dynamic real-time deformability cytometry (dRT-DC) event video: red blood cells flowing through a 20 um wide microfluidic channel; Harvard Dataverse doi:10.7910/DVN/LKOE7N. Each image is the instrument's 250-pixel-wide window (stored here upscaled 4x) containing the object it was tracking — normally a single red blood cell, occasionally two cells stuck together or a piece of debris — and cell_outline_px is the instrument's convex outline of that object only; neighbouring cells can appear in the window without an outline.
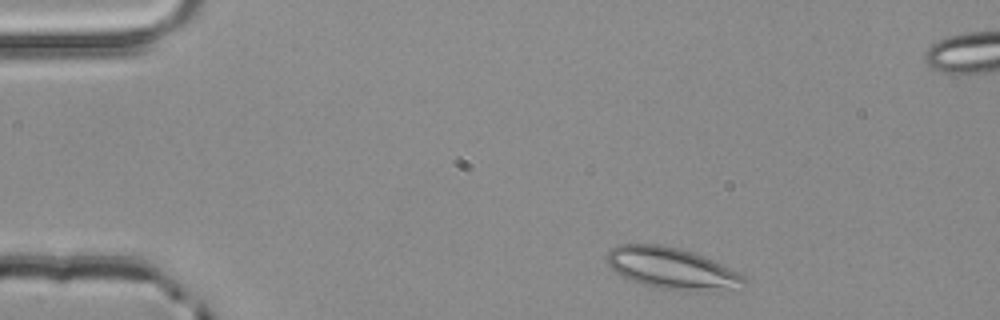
{"species": "common noctule bat (a hibernating species)", "species_latin": "Nyctalus noctula", "temperature_condition": "room temperature", "stored_images_in_passage": 3, "camera_frame_rate_fps": 3000, "um_per_image_px": 0.085, "animal": {"sex": "male", "body_mass_g": 20.4}, "frame": {"image": 1, "passage_image": 1, "time_ms": 0.0, "image_size_px": [1000, 320], "cell_outline_px": [[748, 284], [720, 292], [688, 292], [660, 288], [644, 284], [620, 276], [604, 260], [604, 256], [616, 244], [660, 244], [680, 248], [704, 256], [744, 276], [748, 280]], "centroid_in_image_um": [57.11, 22.83], "position_along_channel_um": 27.9, "area_um2": 33.64}}